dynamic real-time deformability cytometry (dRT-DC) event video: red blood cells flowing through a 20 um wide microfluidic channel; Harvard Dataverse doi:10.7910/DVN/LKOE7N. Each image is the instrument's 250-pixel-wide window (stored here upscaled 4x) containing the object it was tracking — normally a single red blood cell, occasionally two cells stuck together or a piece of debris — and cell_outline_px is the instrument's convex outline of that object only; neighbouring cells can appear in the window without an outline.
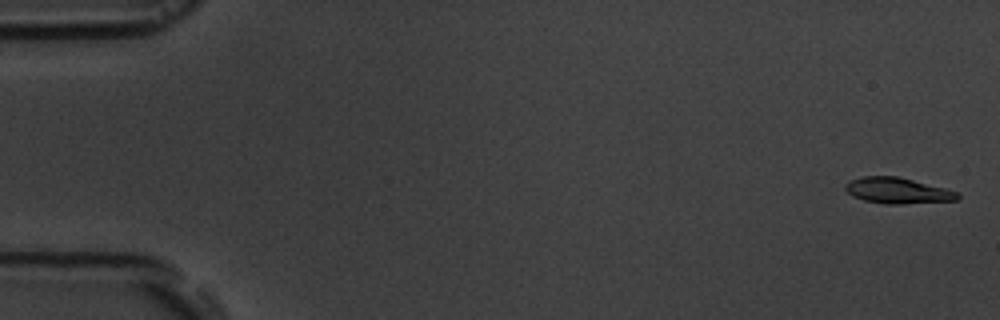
{"species": "common noctule bat (a hibernating species)", "species_latin": "Nyctalus noctula", "temperature_condition": "room temperature", "stored_images_in_passage": 16, "camera_frame_rate_fps": 3000, "um_per_image_px": 0.085, "animal": {"sex": "male", "body_mass_g": 19.5, "forearm_length_mm": 54.6}, "frame": {"image": 1, "passage_image": 1, "time_ms": 0.0, "image_size_px": [1000, 320], "cell_outline_px": [[960, 196], [956, 200], [900, 204], [888, 204], [864, 200], [852, 196], [844, 188], [844, 184], [848, 180], [860, 176], [896, 176], [960, 192]], "centroid_in_image_um": [76.25, 16.19], "position_along_channel_um": 8.8, "area_um2": 16.88}}
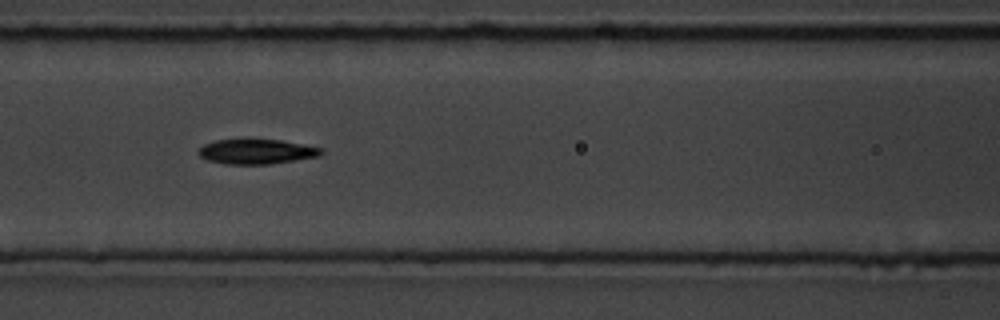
{"frame": {"image": 2, "passage_image": 7, "time_ms": 7.667, "image_size_px": [1000, 320], "cell_outline_px": [[324, 152], [320, 156], [272, 164], [224, 164], [208, 160], [200, 156], [196, 152], [204, 144], [216, 140], [244, 136], [280, 140], [324, 148]], "centroid_in_image_um": [21.79, 12.84], "position_along_channel_um": 144.8, "area_um2": 18.67}}
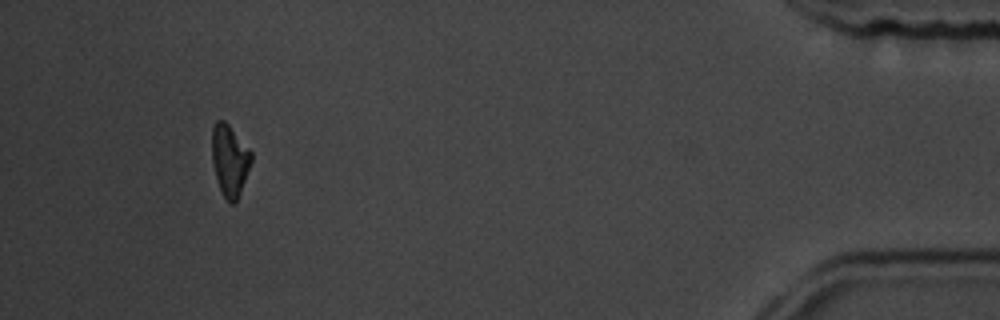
{"frame": {"image": 3, "passage_image": 15, "time_ms": 17.0, "image_size_px": [1000, 320], "cell_outline_px": [[252, 160], [240, 192], [236, 200], [232, 204], [228, 204], [220, 188], [216, 176], [212, 160], [212, 128], [216, 120], [224, 120], [228, 124], [252, 152]], "centroid_in_image_um": [19.52, 13.6], "position_along_channel_um": 415.7, "area_um2": 16.13}, "authors_computed_cell_mechanics": {"area_um2": 17.1955, "velocity_mm_per_s": 3.633, "shape_relaxation_time_tau1_ms": 1.6661, "shape_relaxation_time_tau2_ms": null, "deformation_change_tau1": 0.0913, "deformation_change_tau2": null}}